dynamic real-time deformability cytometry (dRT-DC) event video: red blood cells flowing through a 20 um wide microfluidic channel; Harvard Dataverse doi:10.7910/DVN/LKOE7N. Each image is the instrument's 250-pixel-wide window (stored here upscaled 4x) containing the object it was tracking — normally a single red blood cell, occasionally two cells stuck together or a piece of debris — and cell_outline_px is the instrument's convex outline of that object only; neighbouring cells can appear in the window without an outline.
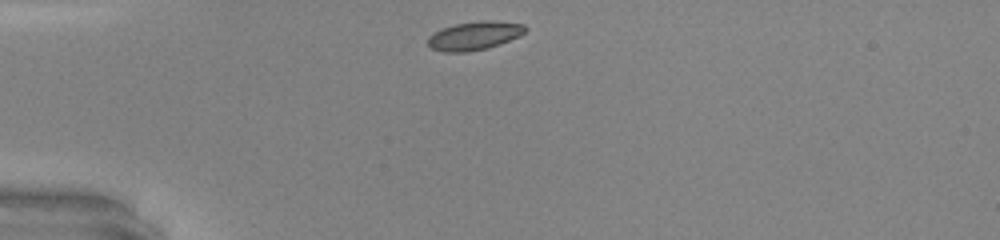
{"species": "common noctule bat (a hibernating species)", "species_latin": "Nyctalus noctula", "temperature_condition": "warm", "stored_images_in_passage": 28, "camera_frame_rate_fps": 3000, "um_per_image_px": 0.085, "animal": {"sex": "male", "body_mass_g": 20.0, "forearm_length_mm": 53.3}, "frame": {"image": 1, "passage_image": 1, "time_ms": 0.0, "image_size_px": [1000, 240], "cell_outline_px": [[528, 28], [524, 32], [508, 40], [488, 48], [468, 52], [444, 52], [432, 48], [428, 44], [428, 36], [444, 28], [456, 24], [480, 20], [488, 20], [524, 24]], "centroid_in_image_um": [40.31, 3.03], "position_along_channel_um": 44.7, "area_um2": 15.9}}
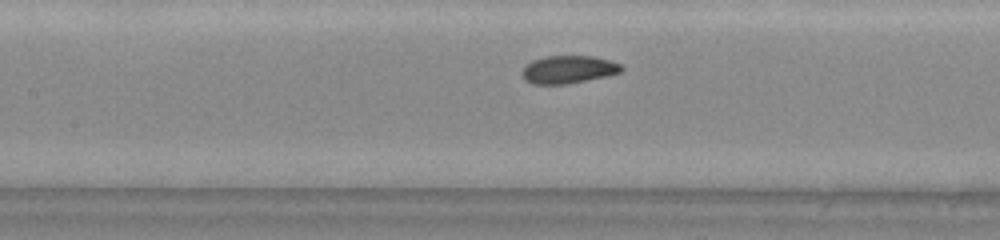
{"frame": {"image": 2, "passage_image": 11, "time_ms": 3.333, "image_size_px": [1000, 240], "cell_outline_px": [[624, 68], [620, 72], [608, 76], [564, 84], [532, 84], [524, 80], [524, 68], [532, 60], [544, 56], [592, 56], [612, 60], [620, 64]], "centroid_in_image_um": [48.35, 5.9], "position_along_channel_um": 159.1, "area_um2": 16.01}}
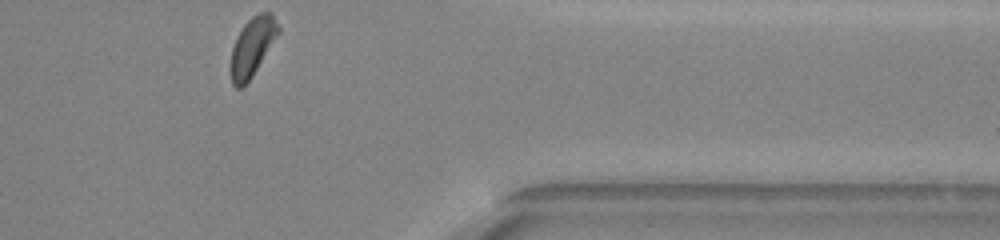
{"frame": {"image": 3, "passage_image": 28, "time_ms": 9.0, "image_size_px": [1000, 240], "cell_outline_px": [[280, 32], [252, 76], [240, 88], [236, 88], [232, 84], [228, 68], [232, 48], [244, 24], [252, 16], [260, 12], [272, 12], [280, 28]], "centroid_in_image_um": [21.43, 3.98], "position_along_channel_um": 390.0, "area_um2": 16.3}, "authors_computed_cell_mechanics": {"area_um2": 16.2707, "velocity_mm_per_s": 4.3342, "shape_relaxation_time_tau1_ms": 2.3893, "shape_relaxation_time_tau2_ms": null, "deformation_change_tau1": 0.1111, "deformation_change_tau2": null}}